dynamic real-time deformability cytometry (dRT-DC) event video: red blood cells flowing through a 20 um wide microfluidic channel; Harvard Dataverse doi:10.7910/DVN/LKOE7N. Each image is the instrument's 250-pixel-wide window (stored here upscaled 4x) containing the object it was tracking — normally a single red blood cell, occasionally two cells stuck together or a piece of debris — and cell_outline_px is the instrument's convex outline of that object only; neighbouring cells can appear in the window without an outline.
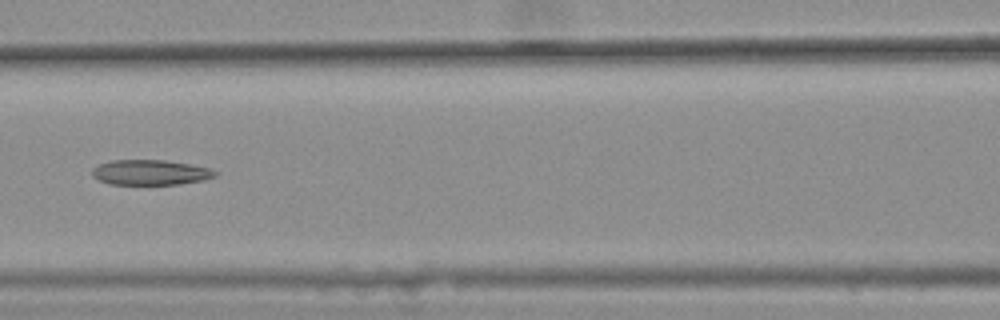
{"species": "common noctule bat (a hibernating species)", "species_latin": "Nyctalus noctula", "temperature_condition": "warm", "stored_images_in_passage": 6, "camera_frame_rate_fps": 3000, "um_per_image_px": 0.085, "animal": {"sex": "female", "body_mass_g": 25.1}, "frame": {"image": 1, "passage_image": 4, "time_ms": 1.0, "image_size_px": [1000, 320], "cell_outline_px": [[220, 172], [216, 176], [204, 180], [180, 184], [108, 184], [92, 176], [92, 168], [100, 164], [112, 160], [164, 160], [188, 164], [208, 168]], "centroid_in_image_um": [12.79, 14.66], "position_along_channel_um": 153.8, "area_um2": 17.98}}
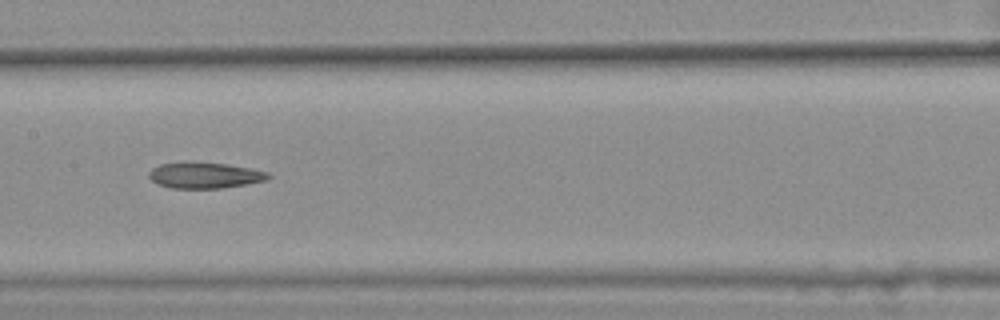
{"frame": {"image": 2, "passage_image": 5, "time_ms": 1.333, "image_size_px": [1000, 320], "cell_outline_px": [[272, 176], [264, 180], [244, 184], [220, 188], [168, 188], [156, 184], [148, 176], [148, 172], [152, 168], [160, 164], [188, 160], [192, 160], [228, 164], [252, 168], [268, 172]], "centroid_in_image_um": [17.34, 14.87], "position_along_channel_um": 190.1, "area_um2": 18.5}}
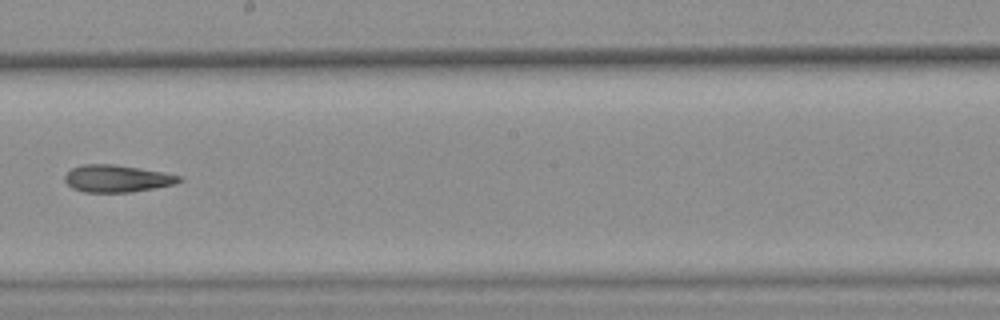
{"frame": {"image": 3, "passage_image": 6, "time_ms": 1.667, "image_size_px": [1000, 320], "cell_outline_px": [[184, 180], [176, 184], [132, 192], [84, 192], [72, 188], [64, 180], [64, 176], [72, 168], [80, 164], [116, 164], [164, 172], [180, 176]], "centroid_in_image_um": [9.95, 15.17], "position_along_channel_um": 238.2, "area_um2": 18.26}}